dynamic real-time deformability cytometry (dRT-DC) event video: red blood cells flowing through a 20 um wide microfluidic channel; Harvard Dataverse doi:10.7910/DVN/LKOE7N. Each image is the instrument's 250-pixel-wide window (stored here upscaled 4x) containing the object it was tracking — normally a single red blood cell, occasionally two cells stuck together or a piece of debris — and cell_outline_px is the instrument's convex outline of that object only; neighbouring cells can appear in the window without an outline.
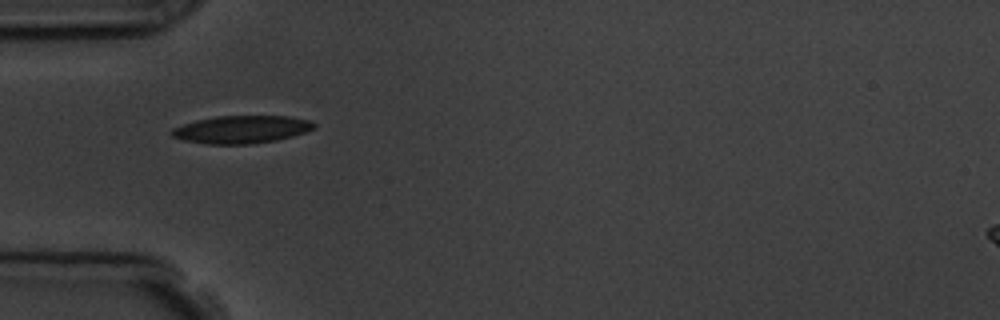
{"species": "common noctule bat (a hibernating species)", "species_latin": "Nyctalus noctula", "temperature_condition": "room temperature", "stored_images_in_passage": 6, "camera_frame_rate_fps": 3000, "um_per_image_px": 0.085, "animal": {"sex": "male", "body_mass_g": 19.5, "forearm_length_mm": 54.6}, "frame": {"image": 1, "passage_image": 1, "time_ms": 0.0, "image_size_px": [1000, 320], "cell_outline_px": [[316, 128], [292, 136], [276, 140], [252, 144], [208, 144], [184, 140], [172, 136], [168, 132], [172, 128], [196, 120], [216, 116], [288, 116], [312, 120], [316, 124]], "centroid_in_image_um": [20.54, 11.0], "position_along_channel_um": 64.5, "area_um2": 23.06}}
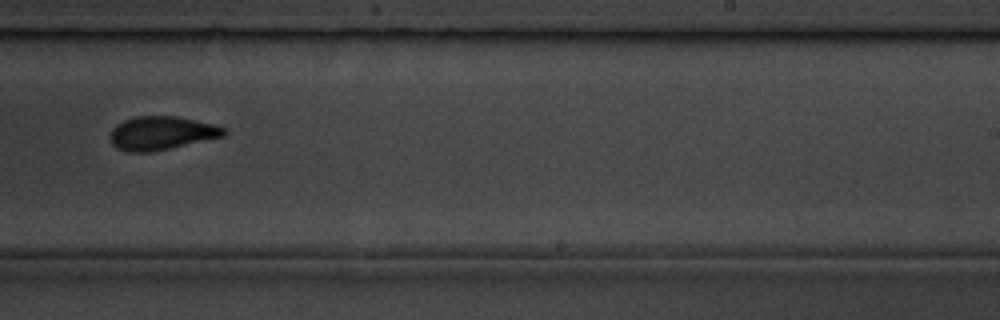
{"frame": {"image": 2, "passage_image": 6, "time_ms": 5.667, "image_size_px": [1000, 320], "cell_outline_px": [[228, 132], [224, 136], [168, 148], [148, 152], [128, 152], [116, 148], [112, 144], [108, 136], [112, 128], [116, 124], [124, 120], [136, 116], [176, 116], [216, 124], [224, 128]], "centroid_in_image_um": [13.69, 11.3], "position_along_channel_um": 275.3, "area_um2": 22.25}}